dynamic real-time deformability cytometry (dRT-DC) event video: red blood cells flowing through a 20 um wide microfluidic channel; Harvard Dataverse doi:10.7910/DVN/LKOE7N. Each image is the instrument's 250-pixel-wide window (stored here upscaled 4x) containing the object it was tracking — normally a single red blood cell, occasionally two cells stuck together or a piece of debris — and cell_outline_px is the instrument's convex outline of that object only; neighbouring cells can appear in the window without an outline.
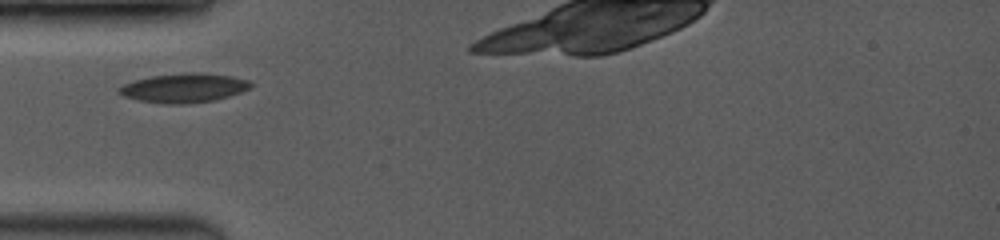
{"species": "common noctule bat (a hibernating species)", "species_latin": "Nyctalus noctula", "temperature_condition": "room temperature", "stored_images_in_passage": 5, "camera_frame_rate_fps": 3500, "um_per_image_px": 0.085, "animal": {"sex": "female", "body_mass_g": 19.0, "forearm_length_mm": 53.3}, "frame": {"image": 1, "passage_image": 1, "time_ms": 0.0, "image_size_px": [1000, 240], "cell_outline_px": [[252, 88], [228, 96], [212, 100], [184, 104], [164, 104], [140, 100], [124, 96], [116, 92], [116, 88], [124, 84], [136, 80], [152, 76], [188, 72], [200, 72], [232, 76], [248, 80], [252, 84]], "centroid_in_image_um": [15.62, 7.47], "position_along_channel_um": 69.4, "area_um2": 22.31}}
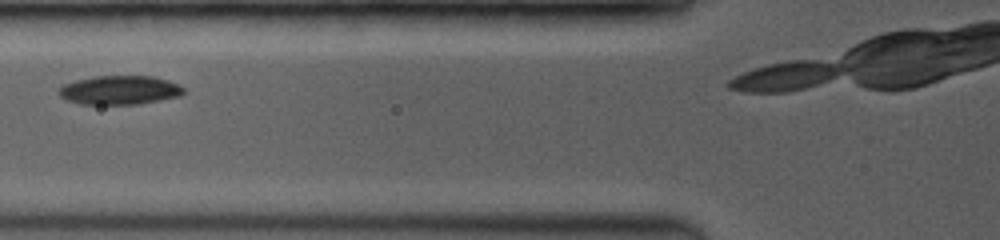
{"frame": {"image": 2, "passage_image": 3, "time_ms": 1.143, "image_size_px": [1000, 240], "cell_outline_px": [[188, 92], [180, 96], [140, 104], [80, 104], [64, 100], [60, 96], [60, 88], [64, 84], [76, 80], [92, 76], [152, 76], [168, 80], [180, 84]], "centroid_in_image_um": [10.21, 7.66], "position_along_channel_um": 115.6, "area_um2": 21.27}}